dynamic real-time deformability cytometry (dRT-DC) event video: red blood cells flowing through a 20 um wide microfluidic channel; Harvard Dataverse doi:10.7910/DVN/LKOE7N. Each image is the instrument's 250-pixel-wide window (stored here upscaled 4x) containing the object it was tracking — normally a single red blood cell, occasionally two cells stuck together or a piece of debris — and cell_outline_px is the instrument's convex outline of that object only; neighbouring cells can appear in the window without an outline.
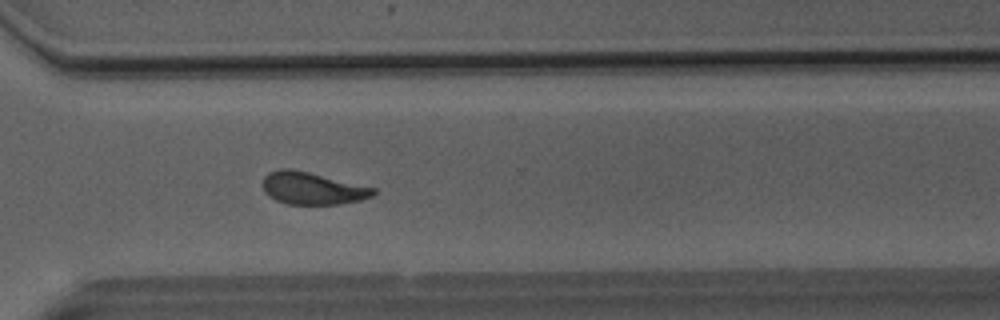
{"species": "Egyptian fruit bat (a non-hibernating species)", "species_latin": "Rousettus aegyptiacus", "temperature_condition": "room temperature", "stored_images_in_passage": 41, "camera_frame_rate_fps": 3000, "um_per_image_px": 0.085, "animal": {"sex": "male"}, "frame": {"image": 1, "passage_image": 27, "time_ms": 8.667, "image_size_px": [1000, 320], "cell_outline_px": [[376, 192], [372, 196], [360, 200], [340, 204], [288, 204], [276, 200], [268, 196], [264, 192], [264, 176], [268, 172], [280, 168], [288, 168], [308, 172], [376, 188]], "centroid_in_image_um": [26.54, 16.01], "position_along_channel_um": 344.1, "area_um2": 20.69}}
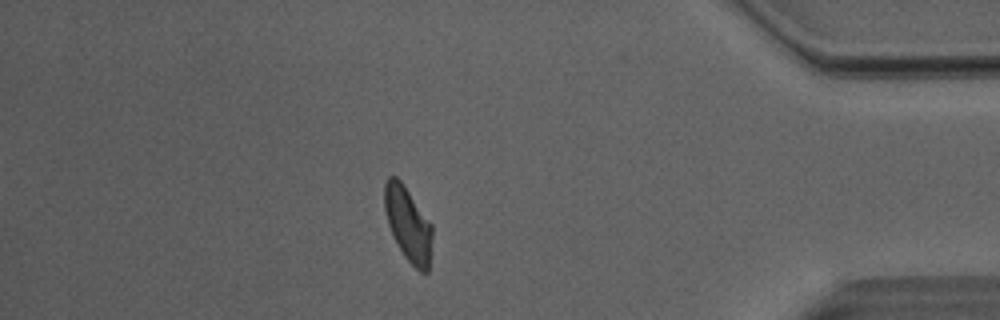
{"frame": {"image": 2, "passage_image": 34, "time_ms": 11.0, "image_size_px": [1000, 320], "cell_outline_px": [[432, 236], [428, 272], [420, 272], [404, 256], [392, 236], [388, 224], [384, 208], [384, 184], [388, 176], [396, 176], [400, 180], [432, 224]], "centroid_in_image_um": [34.67, 19.04], "position_along_channel_um": 400.5, "area_um2": 20.58}}
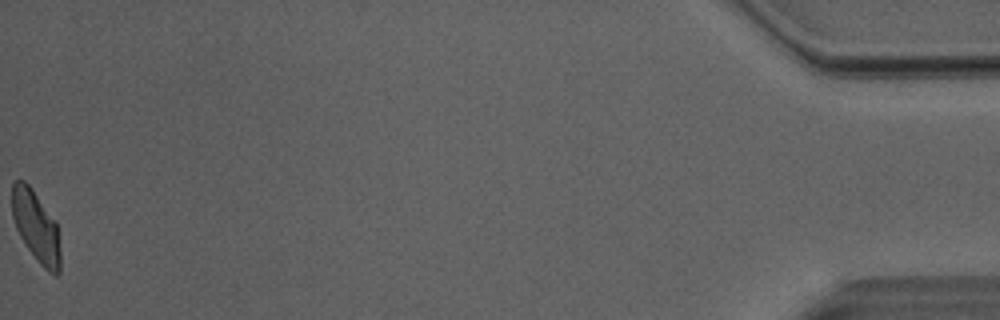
{"frame": {"image": 3, "passage_image": 41, "time_ms": 13.333, "image_size_px": [1000, 320], "cell_outline_px": [[60, 272], [56, 276], [48, 272], [36, 260], [20, 236], [16, 228], [12, 216], [12, 184], [16, 180], [24, 180], [32, 188], [56, 220], [60, 248]], "centroid_in_image_um": [3.08, 19.25], "position_along_channel_um": 432.1, "area_um2": 20.17}, "authors_computed_cell_mechanics": {"area_um2": 21.2126, "velocity_mm_per_s": 4.0485, "shape_relaxation_time_tau1_ms": 8.3242, "shape_relaxation_time_tau2_ms": 1.6071, "deformation_change_tau1": 0.1875, "deformation_change_tau2": 0.0944}}